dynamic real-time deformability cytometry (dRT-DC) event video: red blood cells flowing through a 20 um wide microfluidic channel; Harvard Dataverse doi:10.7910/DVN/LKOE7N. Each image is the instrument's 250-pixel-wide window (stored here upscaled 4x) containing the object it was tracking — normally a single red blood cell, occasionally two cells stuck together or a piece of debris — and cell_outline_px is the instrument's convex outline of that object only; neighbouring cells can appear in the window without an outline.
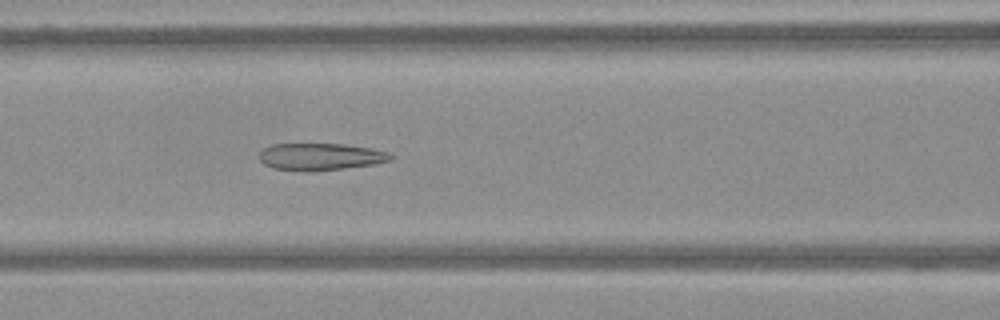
{"species": "Egyptian fruit bat (a non-hibernating species)", "species_latin": "Rousettus aegyptiacus", "temperature_condition": "warm", "stored_images_in_passage": 63, "camera_frame_rate_fps": 3000, "um_per_image_px": 0.085, "frame": {"image": 1, "passage_image": 27, "time_ms": 8.667, "image_size_px": [1000, 320], "cell_outline_px": [[392, 160], [372, 164], [344, 168], [312, 172], [300, 172], [272, 168], [264, 164], [260, 160], [260, 152], [264, 148], [272, 144], [344, 144], [372, 148], [388, 152], [392, 156]], "centroid_in_image_um": [27.21, 13.33], "position_along_channel_um": 139.4, "area_um2": 20.87}}
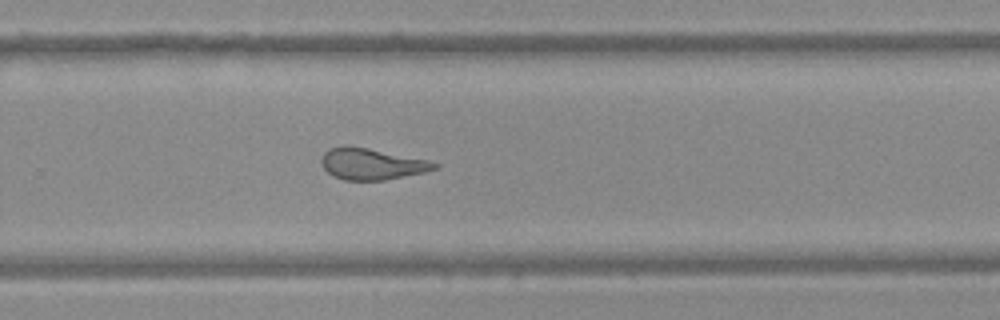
{"frame": {"image": 2, "passage_image": 42, "time_ms": 13.667, "image_size_px": [1000, 320], "cell_outline_px": [[440, 164], [436, 168], [424, 172], [384, 180], [344, 180], [332, 176], [324, 168], [320, 160], [324, 152], [328, 148], [344, 144], [348, 144], [428, 160]], "centroid_in_image_um": [31.54, 13.92], "position_along_channel_um": 298.3, "area_um2": 20.75}}
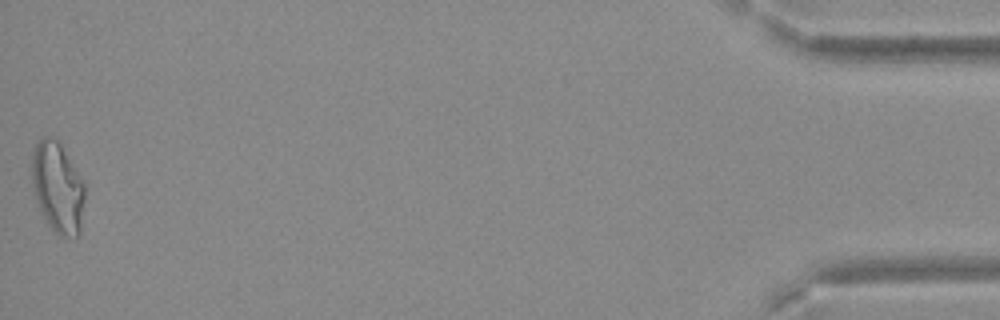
{"frame": {"image": 3, "passage_image": 63, "time_ms": 20.667, "image_size_px": [1000, 320], "cell_outline_px": [[84, 200], [80, 236], [60, 236], [48, 224], [40, 208], [32, 184], [32, 152], [40, 136], [48, 136], [60, 140], [84, 184]], "centroid_in_image_um": [4.9, 15.88], "position_along_channel_um": 430.3, "area_um2": 27.92}}